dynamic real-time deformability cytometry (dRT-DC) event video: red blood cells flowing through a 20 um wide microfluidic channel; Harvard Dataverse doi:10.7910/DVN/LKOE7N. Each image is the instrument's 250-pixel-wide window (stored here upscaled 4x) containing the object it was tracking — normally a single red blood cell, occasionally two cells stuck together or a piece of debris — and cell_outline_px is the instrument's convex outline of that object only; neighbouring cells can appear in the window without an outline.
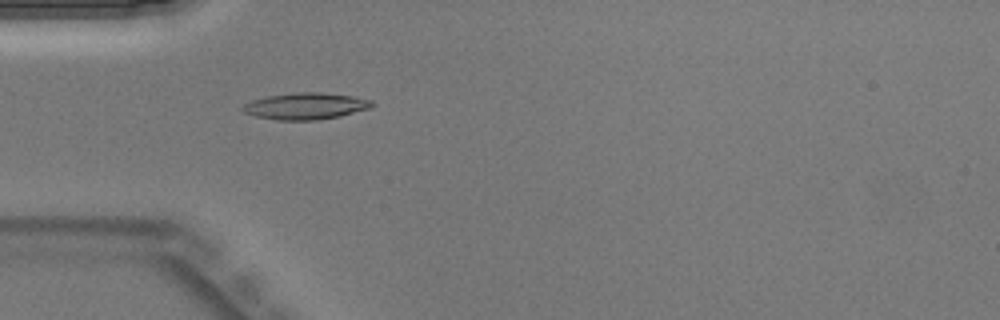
{"species": "Egyptian fruit bat (a non-hibernating species)", "species_latin": "Rousettus aegyptiacus", "temperature_condition": "warm", "stored_images_in_passage": 30, "camera_frame_rate_fps": 3000, "um_per_image_px": 0.085, "animal": {"sex": "male"}, "frame": {"image": 1, "passage_image": 1, "time_ms": 0.0, "image_size_px": [1000, 320], "cell_outline_px": [[376, 104], [368, 108], [340, 116], [316, 120], [280, 120], [256, 116], [244, 112], [240, 108], [244, 104], [252, 100], [268, 96], [292, 92], [320, 92], [356, 96], [372, 100]], "centroid_in_image_um": [25.99, 9.0], "position_along_channel_um": 59.0, "area_um2": 20.06}}